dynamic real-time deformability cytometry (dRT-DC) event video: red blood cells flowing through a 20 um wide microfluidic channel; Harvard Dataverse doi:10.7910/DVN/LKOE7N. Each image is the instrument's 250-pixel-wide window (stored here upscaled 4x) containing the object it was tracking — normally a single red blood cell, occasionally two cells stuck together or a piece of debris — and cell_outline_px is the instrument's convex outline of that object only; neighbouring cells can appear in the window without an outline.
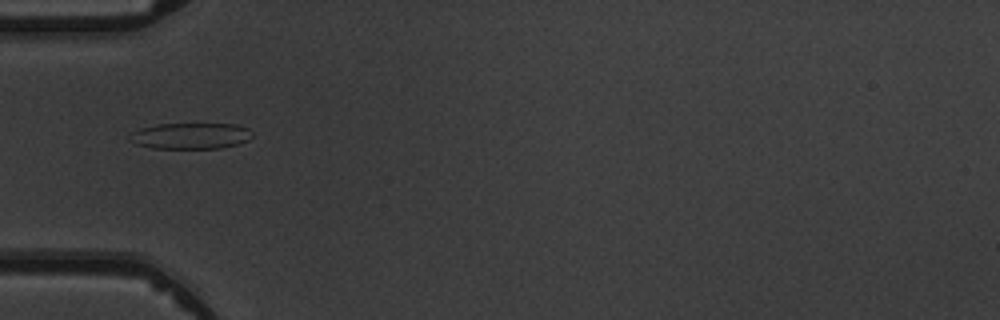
{"species": "common noctule bat (a hibernating species)", "species_latin": "Nyctalus noctula", "temperature_condition": "warm", "stored_images_in_passage": 8, "camera_frame_rate_fps": 3000, "um_per_image_px": 0.085, "animal": {"sex": "male", "body_mass_g": 19.5, "forearm_length_mm": 54.6}, "frame": {"image": 1, "passage_image": 5, "time_ms": 5.667, "image_size_px": [1000, 320], "cell_outline_px": [[252, 136], [248, 140], [236, 144], [220, 148], [152, 148], [136, 144], [128, 140], [132, 132], [140, 128], [156, 124], [236, 124], [248, 128], [252, 132]], "centroid_in_image_um": [16.18, 11.54], "position_along_channel_um": 68.8, "area_um2": 18.61}}
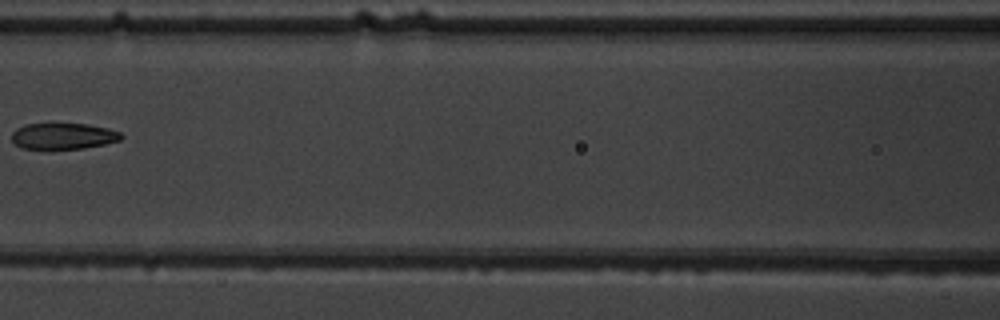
{"frame": {"image": 2, "passage_image": 7, "time_ms": 8.0, "image_size_px": [1000, 320], "cell_outline_px": [[124, 136], [120, 140], [104, 144], [84, 148], [48, 152], [20, 148], [12, 140], [12, 132], [16, 128], [24, 124], [88, 124], [108, 128], [120, 132]], "centroid_in_image_um": [5.33, 11.62], "position_along_channel_um": 161.3, "area_um2": 17.46}}
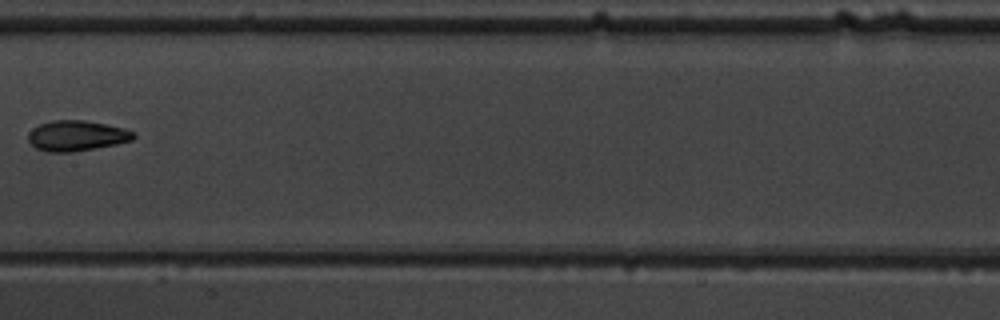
{"frame": {"image": 3, "passage_image": 8, "time_ms": 9.0, "image_size_px": [1000, 320], "cell_outline_px": [[136, 136], [132, 140], [116, 144], [72, 152], [48, 152], [36, 148], [28, 140], [28, 132], [32, 128], [40, 124], [52, 120], [84, 120], [124, 128], [136, 132]], "centroid_in_image_um": [6.51, 11.53], "position_along_channel_um": 200.9, "area_um2": 18.67}}